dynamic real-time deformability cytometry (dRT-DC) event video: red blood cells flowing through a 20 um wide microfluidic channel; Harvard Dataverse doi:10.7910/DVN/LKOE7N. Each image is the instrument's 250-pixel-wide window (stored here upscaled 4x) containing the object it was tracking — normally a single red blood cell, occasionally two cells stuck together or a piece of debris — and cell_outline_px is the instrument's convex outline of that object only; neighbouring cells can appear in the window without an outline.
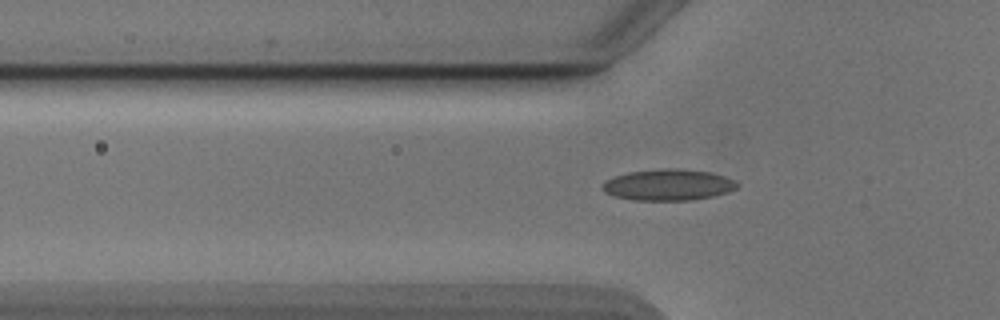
{"species": "Egyptian fruit bat (a non-hibernating species)", "species_latin": "Rousettus aegyptiacus", "temperature_condition": "cold", "stored_images_in_passage": 7, "camera_frame_rate_fps": 3000, "um_per_image_px": 0.085, "animal": {"sex": "male"}, "frame": {"image": 1, "passage_image": 4, "time_ms": 1.0, "image_size_px": [1000, 320], "cell_outline_px": [[740, 184], [736, 188], [728, 192], [712, 196], [692, 200], [636, 200], [612, 196], [604, 192], [600, 188], [600, 184], [604, 180], [628, 172], [664, 168], [676, 168], [708, 172], [724, 176]], "centroid_in_image_um": [56.74, 15.71], "position_along_channel_um": 69.1, "area_um2": 24.57}}